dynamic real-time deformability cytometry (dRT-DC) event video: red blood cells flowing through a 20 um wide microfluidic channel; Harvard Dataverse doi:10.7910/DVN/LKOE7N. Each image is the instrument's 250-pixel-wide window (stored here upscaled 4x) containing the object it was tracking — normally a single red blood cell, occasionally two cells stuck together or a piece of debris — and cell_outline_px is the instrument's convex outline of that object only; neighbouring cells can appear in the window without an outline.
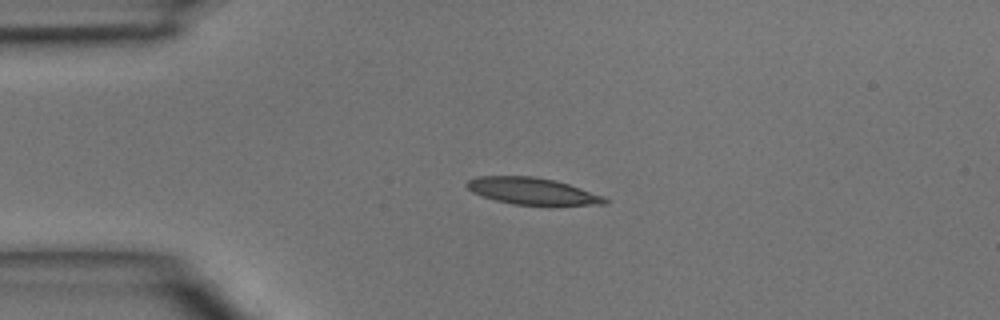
{"species": "common noctule bat (a hibernating species)", "species_latin": "Nyctalus noctula", "temperature_condition": "room temperature", "stored_images_in_passage": 36, "camera_frame_rate_fps": 3000, "um_per_image_px": 0.085, "animal": {"sex": "male", "body_mass_g": 15.6}, "frame": {"image": 1, "passage_image": 1, "time_ms": 0.0, "image_size_px": [1000, 320], "cell_outline_px": [[608, 204], [512, 204], [496, 200], [472, 192], [464, 184], [468, 180], [476, 176], [532, 176], [556, 180], [604, 196], [608, 200]], "centroid_in_image_um": [45.21, 16.22], "position_along_channel_um": 39.8, "area_um2": 21.15}}
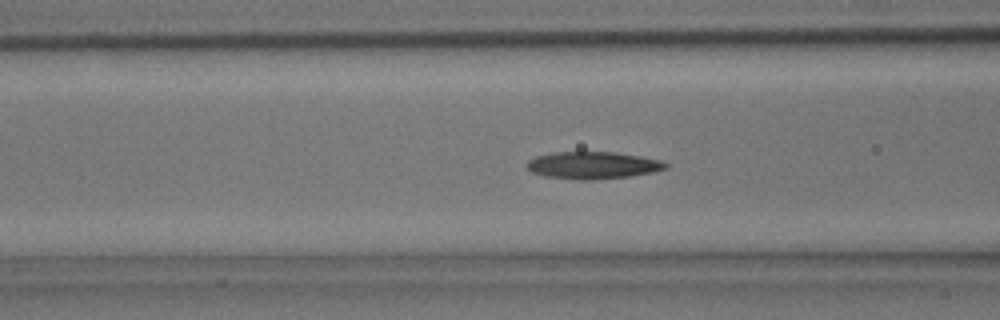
{"frame": {"image": 2, "passage_image": 8, "time_ms": 2.333, "image_size_px": [1000, 320], "cell_outline_px": [[668, 168], [652, 172], [628, 176], [592, 180], [580, 180], [544, 176], [532, 172], [528, 168], [528, 160], [536, 156], [552, 152], [616, 152], [640, 156], [660, 160], [668, 164]], "centroid_in_image_um": [50.39, 14.04], "position_along_channel_um": 116.2, "area_um2": 21.91}}
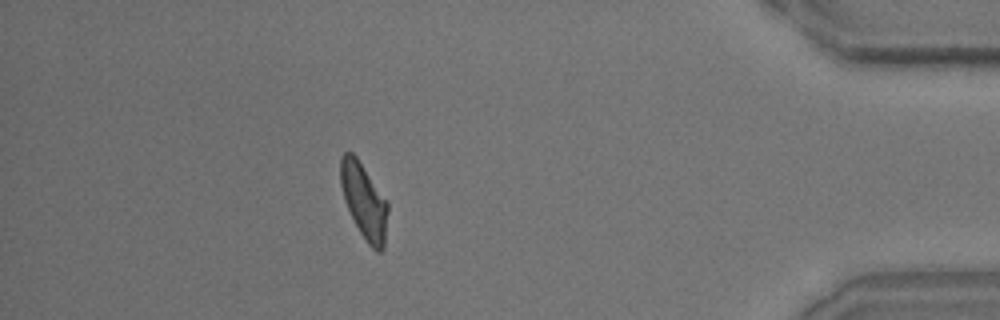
{"frame": {"image": 3, "passage_image": 31, "time_ms": 10.0, "image_size_px": [1000, 320], "cell_outline_px": [[388, 212], [384, 248], [380, 252], [376, 252], [368, 244], [360, 232], [344, 200], [340, 184], [340, 160], [344, 152], [352, 152], [356, 156], [388, 200]], "centroid_in_image_um": [30.96, 17.08], "position_along_channel_um": 404.2, "area_um2": 20.87}}